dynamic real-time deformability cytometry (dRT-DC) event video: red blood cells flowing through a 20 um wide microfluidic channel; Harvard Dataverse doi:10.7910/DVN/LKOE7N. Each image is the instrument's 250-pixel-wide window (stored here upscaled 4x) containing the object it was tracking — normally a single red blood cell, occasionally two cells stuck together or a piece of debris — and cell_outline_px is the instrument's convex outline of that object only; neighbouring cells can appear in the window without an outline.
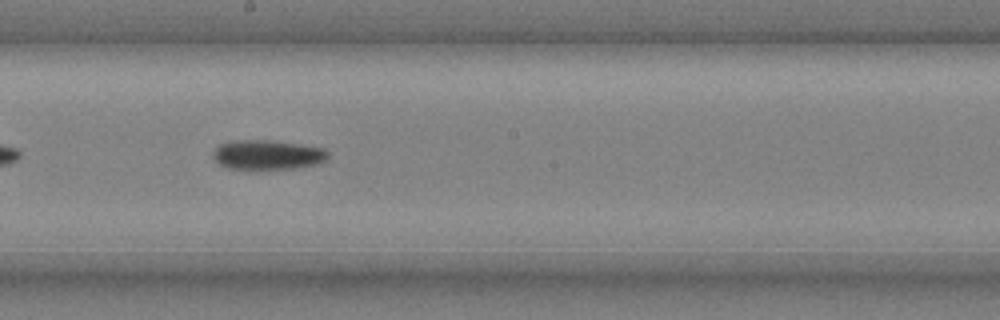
{"species": "common noctule bat (a hibernating species)", "species_latin": "Nyctalus noctula", "temperature_condition": "cold", "stored_images_in_passage": 36, "camera_frame_rate_fps": 3000, "um_per_image_px": 0.085, "animal": {"sex": "male", "body_mass_g": 20.4}, "frame": {"image": 1, "passage_image": 16, "time_ms": 5.0, "image_size_px": [1000, 320], "cell_outline_px": [[328, 160], [320, 164], [296, 168], [256, 172], [252, 172], [228, 168], [220, 164], [212, 156], [212, 152], [220, 144], [232, 140], [272, 140], [300, 144], [324, 148], [328, 152]], "centroid_in_image_um": [22.74, 13.2], "position_along_channel_um": 225.5, "area_um2": 20.87}}
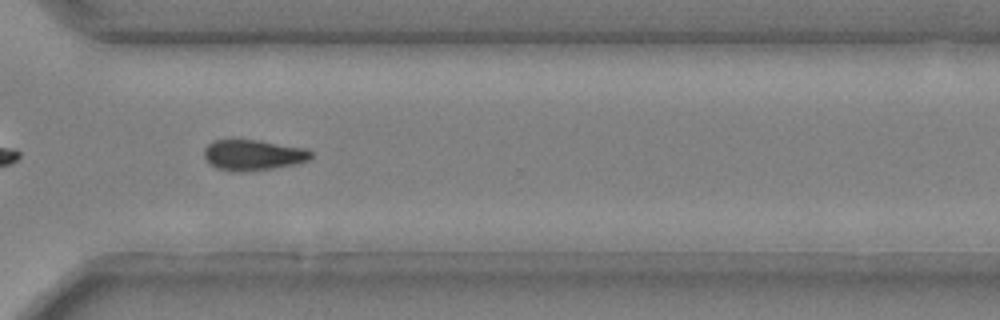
{"frame": {"image": 2, "passage_image": 26, "time_ms": 8.333, "image_size_px": [1000, 320], "cell_outline_px": [[312, 160], [296, 164], [272, 168], [244, 172], [236, 172], [216, 168], [204, 156], [204, 148], [212, 140], [260, 140], [308, 148], [312, 152]], "centroid_in_image_um": [21.57, 13.17], "position_along_channel_um": 349.0, "area_um2": 19.31}, "authors_computed_cell_mechanics": {"area_um2": 19.652, "velocity_mm_per_s": 3.6954, "shape_relaxation_time_tau1_ms": 3.6742, "shape_relaxation_time_tau2_ms": null, "deformation_change_tau1": 0.1207, "deformation_change_tau2": null}}